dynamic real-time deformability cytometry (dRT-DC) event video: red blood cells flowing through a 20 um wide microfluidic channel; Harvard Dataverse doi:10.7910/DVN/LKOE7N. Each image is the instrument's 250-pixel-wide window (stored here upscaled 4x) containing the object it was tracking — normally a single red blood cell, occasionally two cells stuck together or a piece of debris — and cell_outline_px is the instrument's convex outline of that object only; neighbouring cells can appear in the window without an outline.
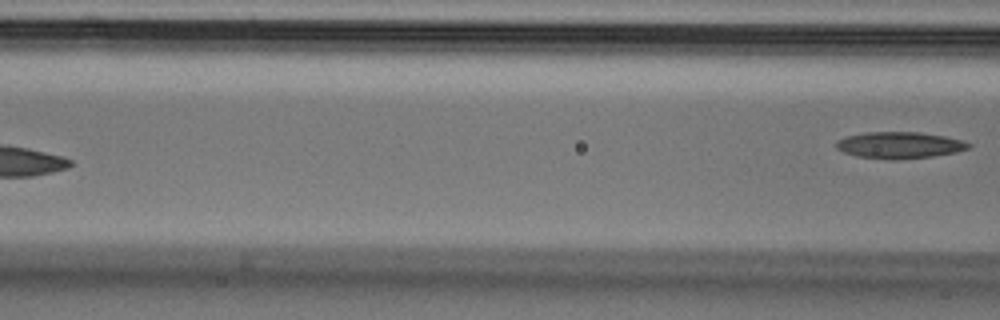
{"species": "Egyptian fruit bat (a non-hibernating species)", "species_latin": "Rousettus aegyptiacus", "temperature_condition": "cold", "stored_images_in_passage": 7, "camera_frame_rate_fps": 3000, "um_per_image_px": 0.085, "animal": {"sex": "male"}, "frame": {"image": 1, "passage_image": 7, "time_ms": 2.0, "image_size_px": [1000, 320], "cell_outline_px": [[972, 148], [956, 152], [932, 156], [896, 160], [888, 160], [856, 156], [844, 152], [836, 148], [836, 140], [848, 136], [868, 132], [920, 132], [944, 136], [964, 140], [972, 144]], "centroid_in_image_um": [76.49, 12.34], "position_along_channel_um": 90.1, "area_um2": 20.63}}